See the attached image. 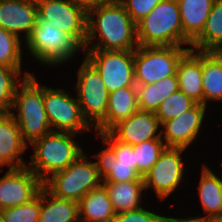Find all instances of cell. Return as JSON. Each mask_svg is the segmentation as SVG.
Listing matches in <instances>:
<instances>
[{"label":"cell","mask_w":222,"mask_h":222,"mask_svg":"<svg viewBox=\"0 0 222 222\" xmlns=\"http://www.w3.org/2000/svg\"><path fill=\"white\" fill-rule=\"evenodd\" d=\"M164 222H204V218L200 215L189 216L185 218H176L172 216H165Z\"/></svg>","instance_id":"obj_38"},{"label":"cell","mask_w":222,"mask_h":222,"mask_svg":"<svg viewBox=\"0 0 222 222\" xmlns=\"http://www.w3.org/2000/svg\"><path fill=\"white\" fill-rule=\"evenodd\" d=\"M204 222H222V220L219 218H206Z\"/></svg>","instance_id":"obj_39"},{"label":"cell","mask_w":222,"mask_h":222,"mask_svg":"<svg viewBox=\"0 0 222 222\" xmlns=\"http://www.w3.org/2000/svg\"><path fill=\"white\" fill-rule=\"evenodd\" d=\"M22 71V69L0 64V113L11 112L18 84L33 73L27 70Z\"/></svg>","instance_id":"obj_29"},{"label":"cell","mask_w":222,"mask_h":222,"mask_svg":"<svg viewBox=\"0 0 222 222\" xmlns=\"http://www.w3.org/2000/svg\"><path fill=\"white\" fill-rule=\"evenodd\" d=\"M4 169H0V172ZM43 182L27 166L9 169L0 177V211L29 202Z\"/></svg>","instance_id":"obj_13"},{"label":"cell","mask_w":222,"mask_h":222,"mask_svg":"<svg viewBox=\"0 0 222 222\" xmlns=\"http://www.w3.org/2000/svg\"><path fill=\"white\" fill-rule=\"evenodd\" d=\"M37 18L36 0H0V28L16 35L24 43L36 26Z\"/></svg>","instance_id":"obj_16"},{"label":"cell","mask_w":222,"mask_h":222,"mask_svg":"<svg viewBox=\"0 0 222 222\" xmlns=\"http://www.w3.org/2000/svg\"><path fill=\"white\" fill-rule=\"evenodd\" d=\"M82 58L73 90L84 119L94 129L106 116L109 91L96 68Z\"/></svg>","instance_id":"obj_8"},{"label":"cell","mask_w":222,"mask_h":222,"mask_svg":"<svg viewBox=\"0 0 222 222\" xmlns=\"http://www.w3.org/2000/svg\"><path fill=\"white\" fill-rule=\"evenodd\" d=\"M179 90L203 104L202 51L190 49L177 66Z\"/></svg>","instance_id":"obj_19"},{"label":"cell","mask_w":222,"mask_h":222,"mask_svg":"<svg viewBox=\"0 0 222 222\" xmlns=\"http://www.w3.org/2000/svg\"><path fill=\"white\" fill-rule=\"evenodd\" d=\"M24 46V51H28L36 65L40 63L42 66L46 65L45 67L56 66L55 68L69 64L82 50L84 51V47L73 36L43 19H37L36 26Z\"/></svg>","instance_id":"obj_4"},{"label":"cell","mask_w":222,"mask_h":222,"mask_svg":"<svg viewBox=\"0 0 222 222\" xmlns=\"http://www.w3.org/2000/svg\"><path fill=\"white\" fill-rule=\"evenodd\" d=\"M38 222H80L78 203L56 197L42 186Z\"/></svg>","instance_id":"obj_25"},{"label":"cell","mask_w":222,"mask_h":222,"mask_svg":"<svg viewBox=\"0 0 222 222\" xmlns=\"http://www.w3.org/2000/svg\"><path fill=\"white\" fill-rule=\"evenodd\" d=\"M116 140L131 146L161 138V124L155 112L138 110L108 131Z\"/></svg>","instance_id":"obj_15"},{"label":"cell","mask_w":222,"mask_h":222,"mask_svg":"<svg viewBox=\"0 0 222 222\" xmlns=\"http://www.w3.org/2000/svg\"><path fill=\"white\" fill-rule=\"evenodd\" d=\"M38 18L73 36L83 47L87 37V14L68 0H36Z\"/></svg>","instance_id":"obj_12"},{"label":"cell","mask_w":222,"mask_h":222,"mask_svg":"<svg viewBox=\"0 0 222 222\" xmlns=\"http://www.w3.org/2000/svg\"><path fill=\"white\" fill-rule=\"evenodd\" d=\"M196 104V101L178 90L161 102L159 108L155 111V114L159 119L160 124H162L190 110Z\"/></svg>","instance_id":"obj_32"},{"label":"cell","mask_w":222,"mask_h":222,"mask_svg":"<svg viewBox=\"0 0 222 222\" xmlns=\"http://www.w3.org/2000/svg\"><path fill=\"white\" fill-rule=\"evenodd\" d=\"M93 157V158H92ZM82 153L69 167L51 175L43 186L53 195L79 202L90 190L102 184L100 162L94 153Z\"/></svg>","instance_id":"obj_6"},{"label":"cell","mask_w":222,"mask_h":222,"mask_svg":"<svg viewBox=\"0 0 222 222\" xmlns=\"http://www.w3.org/2000/svg\"><path fill=\"white\" fill-rule=\"evenodd\" d=\"M73 5L81 8L86 14L94 10L99 4L103 3L106 0H68Z\"/></svg>","instance_id":"obj_37"},{"label":"cell","mask_w":222,"mask_h":222,"mask_svg":"<svg viewBox=\"0 0 222 222\" xmlns=\"http://www.w3.org/2000/svg\"><path fill=\"white\" fill-rule=\"evenodd\" d=\"M208 107L197 103L193 108L176 118L161 124V138L166 147L188 149L202 131Z\"/></svg>","instance_id":"obj_14"},{"label":"cell","mask_w":222,"mask_h":222,"mask_svg":"<svg viewBox=\"0 0 222 222\" xmlns=\"http://www.w3.org/2000/svg\"><path fill=\"white\" fill-rule=\"evenodd\" d=\"M214 171L203 163L197 194L206 218H219L222 213V177L217 176Z\"/></svg>","instance_id":"obj_20"},{"label":"cell","mask_w":222,"mask_h":222,"mask_svg":"<svg viewBox=\"0 0 222 222\" xmlns=\"http://www.w3.org/2000/svg\"><path fill=\"white\" fill-rule=\"evenodd\" d=\"M216 0H177L183 34L192 42L204 29Z\"/></svg>","instance_id":"obj_24"},{"label":"cell","mask_w":222,"mask_h":222,"mask_svg":"<svg viewBox=\"0 0 222 222\" xmlns=\"http://www.w3.org/2000/svg\"><path fill=\"white\" fill-rule=\"evenodd\" d=\"M190 49L222 51V0H216L202 32L191 42Z\"/></svg>","instance_id":"obj_26"},{"label":"cell","mask_w":222,"mask_h":222,"mask_svg":"<svg viewBox=\"0 0 222 222\" xmlns=\"http://www.w3.org/2000/svg\"><path fill=\"white\" fill-rule=\"evenodd\" d=\"M187 149L166 147L154 166L143 177L146 193L151 190L162 202L177 191L184 181L188 167L183 160ZM186 170V171H185Z\"/></svg>","instance_id":"obj_10"},{"label":"cell","mask_w":222,"mask_h":222,"mask_svg":"<svg viewBox=\"0 0 222 222\" xmlns=\"http://www.w3.org/2000/svg\"><path fill=\"white\" fill-rule=\"evenodd\" d=\"M96 135L101 140L102 147L106 146L95 153L100 163L132 165L136 170L133 146L116 140L109 132Z\"/></svg>","instance_id":"obj_28"},{"label":"cell","mask_w":222,"mask_h":222,"mask_svg":"<svg viewBox=\"0 0 222 222\" xmlns=\"http://www.w3.org/2000/svg\"><path fill=\"white\" fill-rule=\"evenodd\" d=\"M83 55L99 72L109 92L136 86L134 50H84Z\"/></svg>","instance_id":"obj_11"},{"label":"cell","mask_w":222,"mask_h":222,"mask_svg":"<svg viewBox=\"0 0 222 222\" xmlns=\"http://www.w3.org/2000/svg\"><path fill=\"white\" fill-rule=\"evenodd\" d=\"M136 89L139 110L155 112L166 97L179 90L178 77L172 75L154 84L136 85Z\"/></svg>","instance_id":"obj_27"},{"label":"cell","mask_w":222,"mask_h":222,"mask_svg":"<svg viewBox=\"0 0 222 222\" xmlns=\"http://www.w3.org/2000/svg\"><path fill=\"white\" fill-rule=\"evenodd\" d=\"M165 148L166 145L163 139L148 140L133 146L136 171L141 177H144L154 166Z\"/></svg>","instance_id":"obj_30"},{"label":"cell","mask_w":222,"mask_h":222,"mask_svg":"<svg viewBox=\"0 0 222 222\" xmlns=\"http://www.w3.org/2000/svg\"><path fill=\"white\" fill-rule=\"evenodd\" d=\"M102 184L106 188L115 213L143 207L142 198H144V194L146 193L143 180H134L130 182H102Z\"/></svg>","instance_id":"obj_22"},{"label":"cell","mask_w":222,"mask_h":222,"mask_svg":"<svg viewBox=\"0 0 222 222\" xmlns=\"http://www.w3.org/2000/svg\"><path fill=\"white\" fill-rule=\"evenodd\" d=\"M28 148L15 118L10 113H0V169L26 167L27 162L21 155L26 154Z\"/></svg>","instance_id":"obj_17"},{"label":"cell","mask_w":222,"mask_h":222,"mask_svg":"<svg viewBox=\"0 0 222 222\" xmlns=\"http://www.w3.org/2000/svg\"><path fill=\"white\" fill-rule=\"evenodd\" d=\"M203 105L222 102V51H202Z\"/></svg>","instance_id":"obj_23"},{"label":"cell","mask_w":222,"mask_h":222,"mask_svg":"<svg viewBox=\"0 0 222 222\" xmlns=\"http://www.w3.org/2000/svg\"><path fill=\"white\" fill-rule=\"evenodd\" d=\"M102 182H130L143 180L132 165L100 163Z\"/></svg>","instance_id":"obj_34"},{"label":"cell","mask_w":222,"mask_h":222,"mask_svg":"<svg viewBox=\"0 0 222 222\" xmlns=\"http://www.w3.org/2000/svg\"><path fill=\"white\" fill-rule=\"evenodd\" d=\"M139 110L136 86L124 87L109 92L105 118L94 128L96 134L108 132L118 122L127 119Z\"/></svg>","instance_id":"obj_18"},{"label":"cell","mask_w":222,"mask_h":222,"mask_svg":"<svg viewBox=\"0 0 222 222\" xmlns=\"http://www.w3.org/2000/svg\"><path fill=\"white\" fill-rule=\"evenodd\" d=\"M137 24L144 19L153 8L163 0H118Z\"/></svg>","instance_id":"obj_36"},{"label":"cell","mask_w":222,"mask_h":222,"mask_svg":"<svg viewBox=\"0 0 222 222\" xmlns=\"http://www.w3.org/2000/svg\"><path fill=\"white\" fill-rule=\"evenodd\" d=\"M145 208L116 213L112 222H164L165 216L160 212L158 214Z\"/></svg>","instance_id":"obj_35"},{"label":"cell","mask_w":222,"mask_h":222,"mask_svg":"<svg viewBox=\"0 0 222 222\" xmlns=\"http://www.w3.org/2000/svg\"><path fill=\"white\" fill-rule=\"evenodd\" d=\"M78 211L80 222H112L116 214L103 184L79 200Z\"/></svg>","instance_id":"obj_21"},{"label":"cell","mask_w":222,"mask_h":222,"mask_svg":"<svg viewBox=\"0 0 222 222\" xmlns=\"http://www.w3.org/2000/svg\"><path fill=\"white\" fill-rule=\"evenodd\" d=\"M69 89L51 88L43 84V100L46 115L52 131L70 132L77 135L94 129L84 119L80 105ZM68 92V93H67Z\"/></svg>","instance_id":"obj_9"},{"label":"cell","mask_w":222,"mask_h":222,"mask_svg":"<svg viewBox=\"0 0 222 222\" xmlns=\"http://www.w3.org/2000/svg\"><path fill=\"white\" fill-rule=\"evenodd\" d=\"M40 211L41 189L29 202L1 210L0 218L3 222H38Z\"/></svg>","instance_id":"obj_33"},{"label":"cell","mask_w":222,"mask_h":222,"mask_svg":"<svg viewBox=\"0 0 222 222\" xmlns=\"http://www.w3.org/2000/svg\"><path fill=\"white\" fill-rule=\"evenodd\" d=\"M37 79L33 72L18 84L10 112L28 145L52 131L44 106L43 85Z\"/></svg>","instance_id":"obj_3"},{"label":"cell","mask_w":222,"mask_h":222,"mask_svg":"<svg viewBox=\"0 0 222 222\" xmlns=\"http://www.w3.org/2000/svg\"><path fill=\"white\" fill-rule=\"evenodd\" d=\"M77 134L70 132L51 131L30 145L33 155L30 156L27 167L44 182L56 172L65 170L82 153L85 147L79 145Z\"/></svg>","instance_id":"obj_2"},{"label":"cell","mask_w":222,"mask_h":222,"mask_svg":"<svg viewBox=\"0 0 222 222\" xmlns=\"http://www.w3.org/2000/svg\"><path fill=\"white\" fill-rule=\"evenodd\" d=\"M189 50L182 46H138L134 50L135 85L154 84L177 75L178 63Z\"/></svg>","instance_id":"obj_7"},{"label":"cell","mask_w":222,"mask_h":222,"mask_svg":"<svg viewBox=\"0 0 222 222\" xmlns=\"http://www.w3.org/2000/svg\"><path fill=\"white\" fill-rule=\"evenodd\" d=\"M138 46L136 23L118 0H106L87 14L84 50L123 51Z\"/></svg>","instance_id":"obj_1"},{"label":"cell","mask_w":222,"mask_h":222,"mask_svg":"<svg viewBox=\"0 0 222 222\" xmlns=\"http://www.w3.org/2000/svg\"><path fill=\"white\" fill-rule=\"evenodd\" d=\"M23 40L0 28V64L23 69Z\"/></svg>","instance_id":"obj_31"},{"label":"cell","mask_w":222,"mask_h":222,"mask_svg":"<svg viewBox=\"0 0 222 222\" xmlns=\"http://www.w3.org/2000/svg\"><path fill=\"white\" fill-rule=\"evenodd\" d=\"M136 27L139 46L191 45V41L183 34L177 0L161 1Z\"/></svg>","instance_id":"obj_5"}]
</instances>
